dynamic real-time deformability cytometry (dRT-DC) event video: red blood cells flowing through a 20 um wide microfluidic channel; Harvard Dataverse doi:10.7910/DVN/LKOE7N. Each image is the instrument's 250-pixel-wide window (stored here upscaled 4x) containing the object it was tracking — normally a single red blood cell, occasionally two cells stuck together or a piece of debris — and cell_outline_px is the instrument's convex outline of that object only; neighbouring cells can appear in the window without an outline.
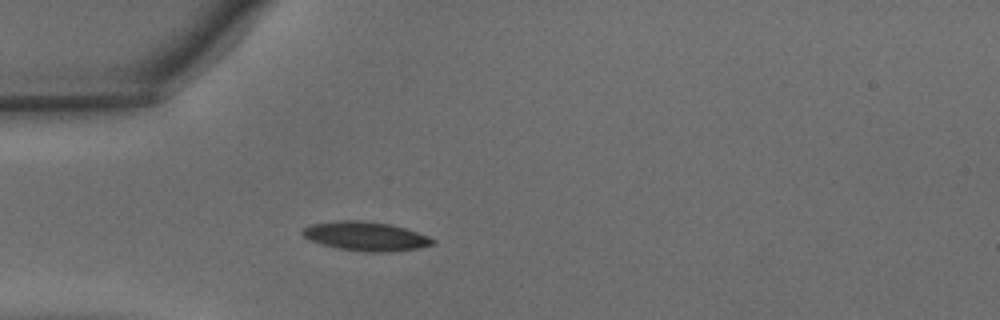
{"species": "common noctule bat (a hibernating species)", "species_latin": "Nyctalus noctula", "temperature_condition": "warm", "stored_images_in_passage": 5, "camera_frame_rate_fps": 3000, "um_per_image_px": 0.085, "animal": {"sex": "male", "body_mass_g": 15.6}, "frame": {"image": 1, "passage_image": 1, "time_ms": 0.0, "image_size_px": [1000, 320], "cell_outline_px": [[436, 244], [416, 248], [388, 252], [372, 252], [340, 248], [320, 244], [304, 236], [300, 232], [300, 228], [308, 224], [340, 220], [364, 220], [388, 224], [404, 228], [428, 236], [436, 240]], "centroid_in_image_um": [31.05, 20.06], "position_along_channel_um": 54.0, "area_um2": 21.96}}